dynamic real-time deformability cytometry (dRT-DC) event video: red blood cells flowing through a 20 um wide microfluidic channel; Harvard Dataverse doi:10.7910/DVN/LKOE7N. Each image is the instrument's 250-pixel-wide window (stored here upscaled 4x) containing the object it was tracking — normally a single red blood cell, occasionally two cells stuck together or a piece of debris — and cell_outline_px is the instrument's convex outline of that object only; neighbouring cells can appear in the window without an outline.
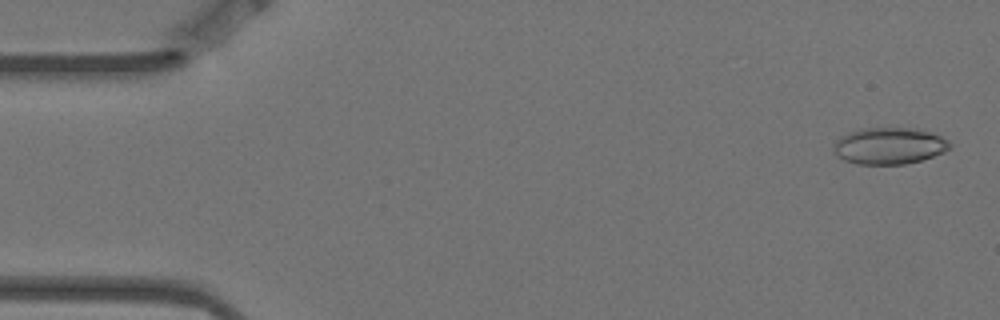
{"species": "Egyptian fruit bat (a non-hibernating species)", "species_latin": "Rousettus aegyptiacus", "temperature_condition": "warm", "stored_images_in_passage": 6, "camera_frame_rate_fps": 3000, "um_per_image_px": 0.085, "animal": {"sex": "female"}, "frame": {"image": 1, "passage_image": 1, "time_ms": 0.0, "image_size_px": [1000, 320], "cell_outline_px": [[952, 148], [944, 152], [920, 160], [904, 164], [856, 164], [844, 160], [836, 156], [832, 148], [832, 144], [840, 136], [848, 132], [864, 128], [916, 128], [940, 136], [948, 140], [952, 144]], "centroid_in_image_um": [75.55, 12.4], "position_along_channel_um": 9.5, "area_um2": 24.97}}
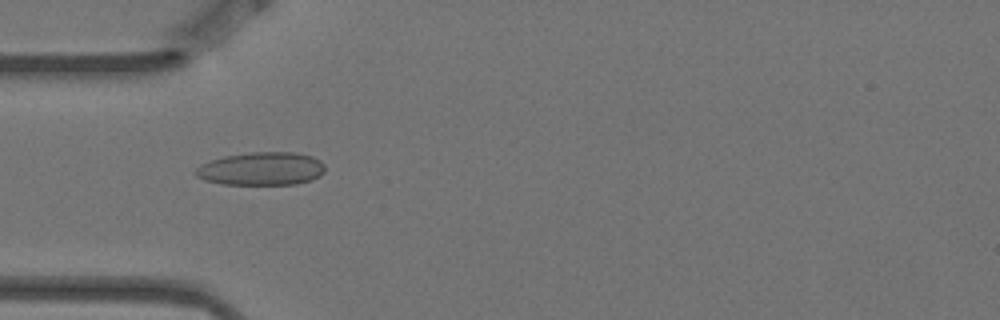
{"frame": {"image": 2, "passage_image": 5, "time_ms": 1.333, "image_size_px": [1000, 320], "cell_outline_px": [[324, 172], [320, 176], [312, 180], [296, 184], [220, 184], [204, 180], [196, 176], [192, 172], [200, 164], [224, 156], [248, 152], [296, 152], [312, 156], [320, 160], [324, 164]], "centroid_in_image_um": [22.21, 14.34], "position_along_channel_um": 62.8, "area_um2": 25.26}}
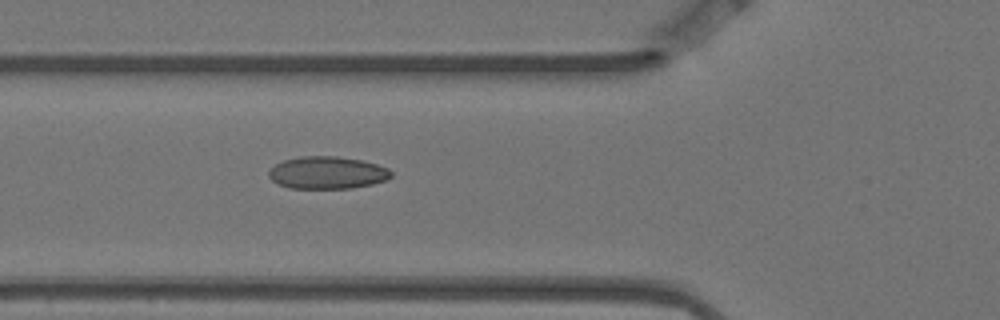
{"frame": {"image": 3, "passage_image": 6, "time_ms": 1.667, "image_size_px": [1000, 320], "cell_outline_px": [[392, 176], [388, 180], [372, 184], [352, 188], [288, 188], [276, 184], [268, 176], [268, 172], [276, 164], [284, 160], [300, 156], [336, 156], [360, 160], [376, 164], [388, 168], [392, 172]], "centroid_in_image_um": [27.82, 14.68], "position_along_channel_um": 98.0, "area_um2": 23.18}}